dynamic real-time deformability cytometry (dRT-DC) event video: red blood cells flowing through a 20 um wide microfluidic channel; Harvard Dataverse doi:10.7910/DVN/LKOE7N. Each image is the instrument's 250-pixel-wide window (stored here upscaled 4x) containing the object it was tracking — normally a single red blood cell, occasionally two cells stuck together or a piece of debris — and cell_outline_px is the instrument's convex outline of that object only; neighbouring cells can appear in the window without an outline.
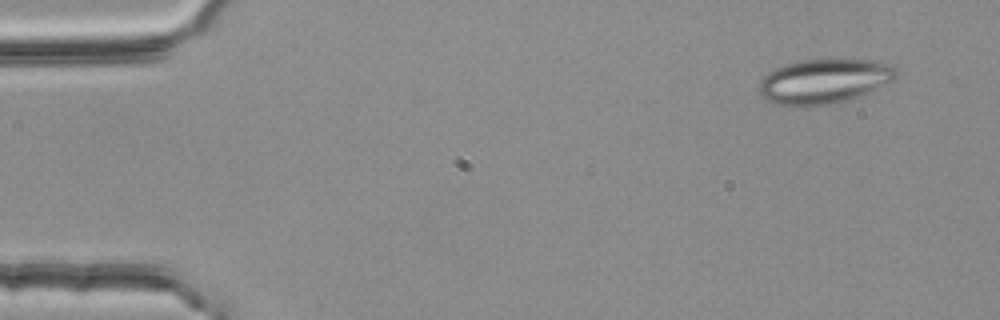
{"species": "common noctule bat (a hibernating species)", "species_latin": "Nyctalus noctula", "temperature_condition": "room temperature", "stored_images_in_passage": 16, "camera_frame_rate_fps": 3000, "um_per_image_px": 0.085, "animal": {"sex": "female", "body_mass_g": 25.1}, "frame": {"image": 1, "passage_image": 1, "time_ms": 0.0, "image_size_px": [1000, 320], "cell_outline_px": [[900, 72], [892, 80], [860, 96], [848, 100], [812, 108], [792, 108], [776, 104], [764, 100], [760, 96], [760, 80], [768, 72], [776, 68], [800, 60], [872, 60], [892, 64]], "centroid_in_image_um": [70.01, 6.95], "position_along_channel_um": 15.0, "area_um2": 36.18}}